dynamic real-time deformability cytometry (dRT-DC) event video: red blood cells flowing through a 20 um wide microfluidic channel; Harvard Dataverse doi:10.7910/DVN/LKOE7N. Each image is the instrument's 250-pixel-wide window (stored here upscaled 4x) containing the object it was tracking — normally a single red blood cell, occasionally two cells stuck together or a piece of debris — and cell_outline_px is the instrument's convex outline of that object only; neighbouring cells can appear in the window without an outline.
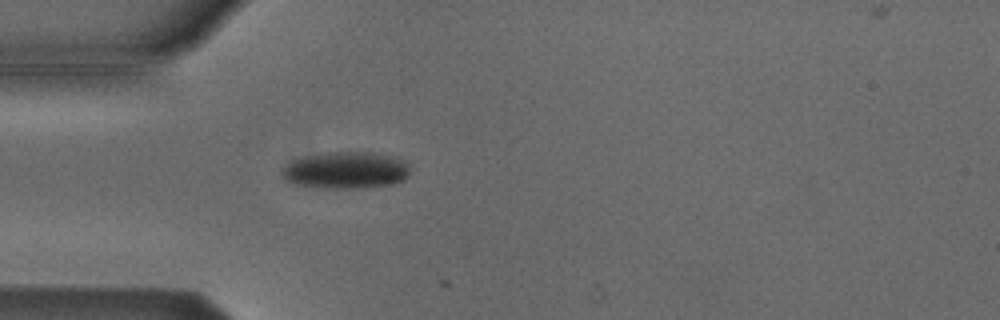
{"species": "Egyptian fruit bat (a non-hibernating species)", "species_latin": "Rousettus aegyptiacus", "temperature_condition": "cold", "stored_images_in_passage": 2, "camera_frame_rate_fps": 3000, "um_per_image_px": 0.085, "animal": {"sex": "male"}, "frame": {"image": 1, "passage_image": 1, "time_ms": 0.0, "image_size_px": [1000, 320], "cell_outline_px": [[408, 176], [404, 180], [392, 184], [364, 188], [328, 188], [296, 184], [284, 180], [280, 172], [292, 160], [324, 152], [372, 152], [392, 156], [408, 164]], "centroid_in_image_um": [29.39, 14.47], "position_along_channel_um": 55.6, "area_um2": 27.4}}